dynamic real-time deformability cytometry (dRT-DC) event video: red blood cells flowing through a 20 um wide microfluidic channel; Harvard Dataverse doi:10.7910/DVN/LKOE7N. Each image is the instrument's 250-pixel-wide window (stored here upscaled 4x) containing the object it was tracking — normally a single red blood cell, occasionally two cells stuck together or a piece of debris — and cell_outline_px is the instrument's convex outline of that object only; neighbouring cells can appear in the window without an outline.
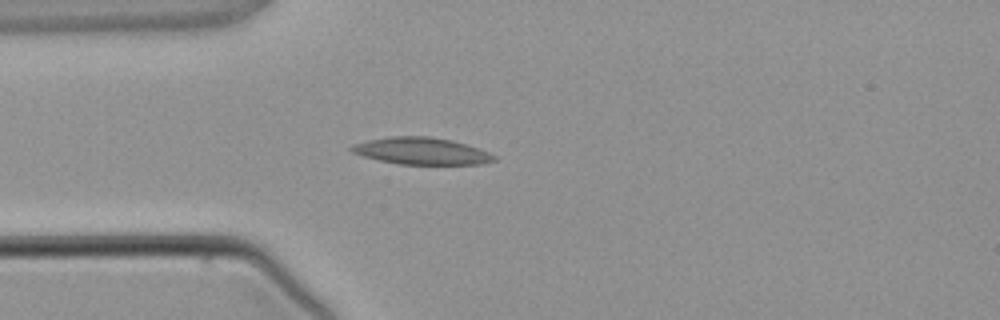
{"species": "common noctule bat (a hibernating species)", "species_latin": "Nyctalus noctula", "temperature_condition": "warm", "stored_images_in_passage": 2, "camera_frame_rate_fps": 3000, "um_per_image_px": 0.085, "animal": {"sex": "male", "body_mass_g": 21.5, "forearm_length_mm": 52.0}, "frame": {"image": 1, "passage_image": 2, "time_ms": 1.333, "image_size_px": [1000, 320], "cell_outline_px": [[496, 160], [484, 164], [400, 164], [380, 160], [364, 156], [352, 152], [348, 148], [352, 144], [368, 140], [388, 136], [428, 136], [452, 140], [488, 152], [496, 156]], "centroid_in_image_um": [35.8, 12.83], "position_along_channel_um": 49.2, "area_um2": 22.25}}